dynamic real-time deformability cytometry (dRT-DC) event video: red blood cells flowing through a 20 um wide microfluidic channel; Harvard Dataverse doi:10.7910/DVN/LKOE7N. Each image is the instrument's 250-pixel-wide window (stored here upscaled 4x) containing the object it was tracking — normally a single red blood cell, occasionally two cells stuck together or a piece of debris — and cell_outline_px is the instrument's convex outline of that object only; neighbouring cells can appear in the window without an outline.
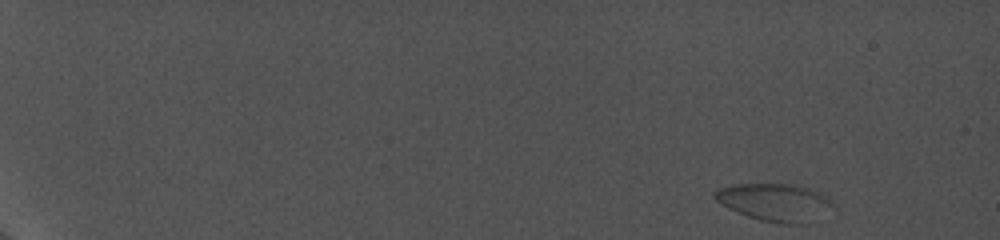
{"species": "common noctule bat (a hibernating species)", "species_latin": "Nyctalus noctula", "temperature_condition": "cold", "stored_images_in_passage": 10, "camera_frame_rate_fps": 5000, "um_per_image_px": 0.085, "animal": {"sex": "female", "body_mass_g": 19.0, "forearm_length_mm": 56.7}, "frame": {"image": 1, "passage_image": 1, "time_ms": 0.0, "image_size_px": [1000, 240], "cell_outline_px": [[836, 204], [808, 224], [780, 224], [760, 220], [748, 216], [728, 208], [716, 200], [712, 196], [712, 192], [716, 188], [732, 184], [792, 184], [812, 188], [828, 196]], "centroid_in_image_um": [65.86, 17.18], "position_along_channel_um": 19.1, "area_um2": 26.24}}
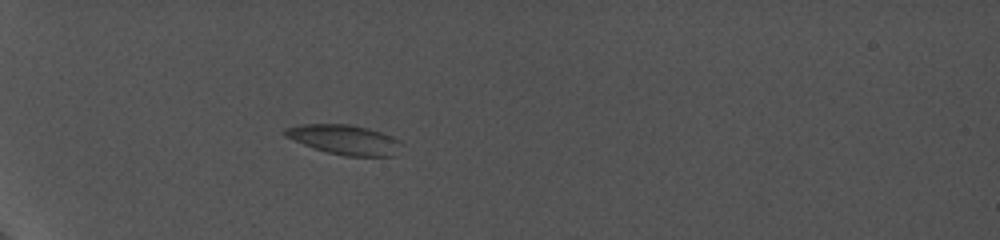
{"frame": {"image": 2, "passage_image": 7, "time_ms": 5.6, "image_size_px": [1000, 240], "cell_outline_px": [[404, 144], [396, 156], [344, 156], [328, 152], [304, 144], [284, 136], [284, 128], [300, 124], [352, 124], [368, 128], [392, 136], [400, 140]], "centroid_in_image_um": [29.34, 11.87], "position_along_channel_um": 55.7, "area_um2": 20.29}}
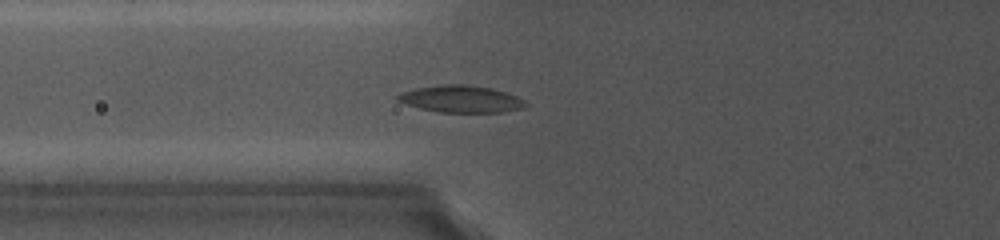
{"frame": {"image": 3, "passage_image": 9, "time_ms": 7.6, "image_size_px": [1000, 240], "cell_outline_px": [[528, 104], [524, 108], [504, 112], [440, 112], [420, 108], [396, 100], [396, 96], [400, 92], [416, 88], [440, 84], [468, 84], [488, 88], [504, 92], [516, 96], [524, 100]], "centroid_in_image_um": [39.18, 8.41], "position_along_channel_um": 86.6, "area_um2": 20.06}}